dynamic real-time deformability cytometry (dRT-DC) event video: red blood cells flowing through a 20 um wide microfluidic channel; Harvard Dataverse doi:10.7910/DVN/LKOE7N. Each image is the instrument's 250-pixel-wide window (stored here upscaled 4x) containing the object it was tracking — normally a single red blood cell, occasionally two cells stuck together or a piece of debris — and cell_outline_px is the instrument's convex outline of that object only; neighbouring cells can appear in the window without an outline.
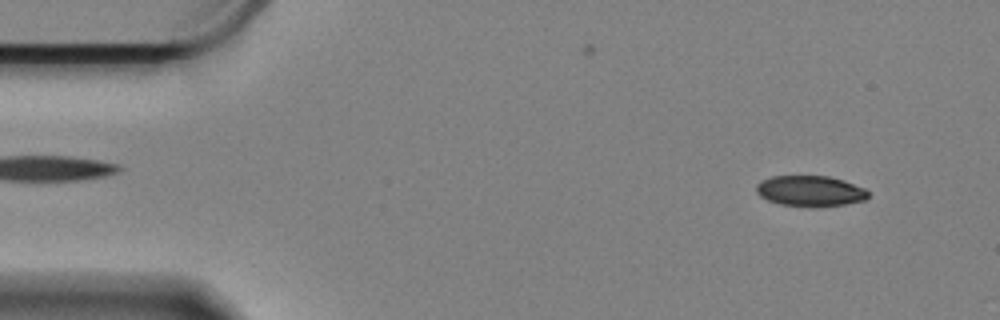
{"species": "Egyptian fruit bat (a non-hibernating species)", "species_latin": "Rousettus aegyptiacus", "temperature_condition": "cold", "stored_images_in_passage": 57, "camera_frame_rate_fps": 3000, "um_per_image_px": 0.085, "animal": {"sex": "female"}, "frame": {"image": 1, "passage_image": 4, "time_ms": 1.0, "image_size_px": [1000, 320], "cell_outline_px": [[868, 196], [864, 200], [844, 204], [812, 208], [780, 204], [768, 200], [760, 196], [756, 192], [756, 184], [760, 180], [772, 176], [828, 176], [844, 180], [864, 188], [868, 192]], "centroid_in_image_um": [68.83, 16.24], "position_along_channel_um": 16.2, "area_um2": 20.17}}
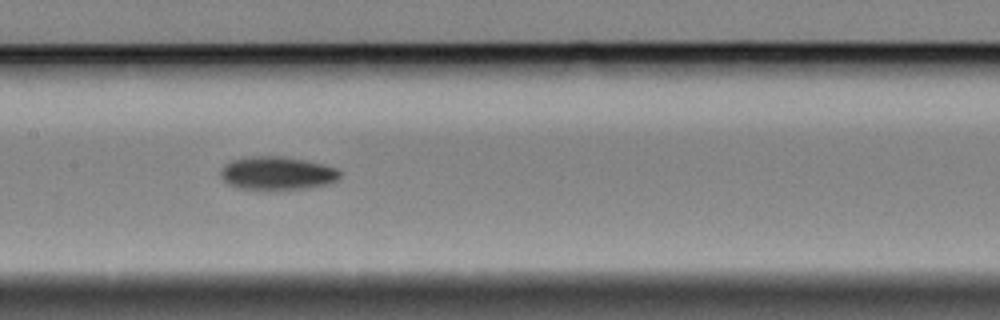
{"frame": {"image": 2, "passage_image": 27, "time_ms": 8.667, "image_size_px": [1000, 320], "cell_outline_px": [[340, 176], [336, 180], [328, 184], [304, 188], [236, 188], [228, 184], [220, 176], [220, 168], [228, 160], [244, 156], [284, 156], [324, 164], [336, 168], [340, 172]], "centroid_in_image_um": [23.5, 14.68], "position_along_channel_um": 183.9, "area_um2": 23.06}}
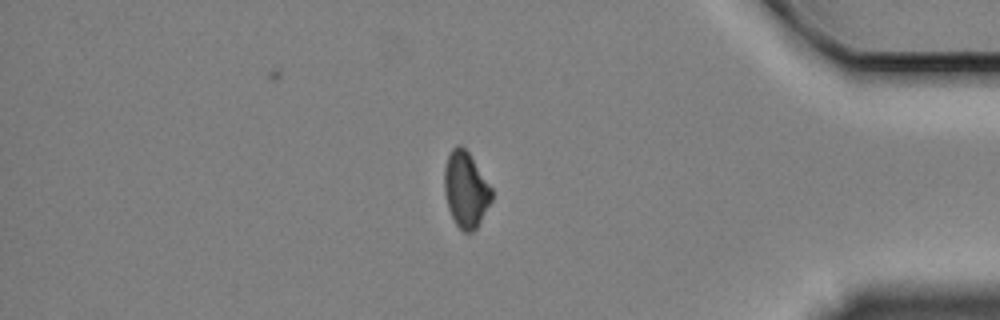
{"frame": {"image": 3, "passage_image": 49, "time_ms": 16.0, "image_size_px": [1000, 320], "cell_outline_px": [[492, 200], [476, 228], [472, 232], [464, 232], [456, 224], [448, 208], [444, 192], [444, 168], [448, 156], [452, 148], [456, 144], [460, 144], [468, 152], [492, 188]], "centroid_in_image_um": [39.58, 16.1], "position_along_channel_um": 395.6, "area_um2": 20.75}}